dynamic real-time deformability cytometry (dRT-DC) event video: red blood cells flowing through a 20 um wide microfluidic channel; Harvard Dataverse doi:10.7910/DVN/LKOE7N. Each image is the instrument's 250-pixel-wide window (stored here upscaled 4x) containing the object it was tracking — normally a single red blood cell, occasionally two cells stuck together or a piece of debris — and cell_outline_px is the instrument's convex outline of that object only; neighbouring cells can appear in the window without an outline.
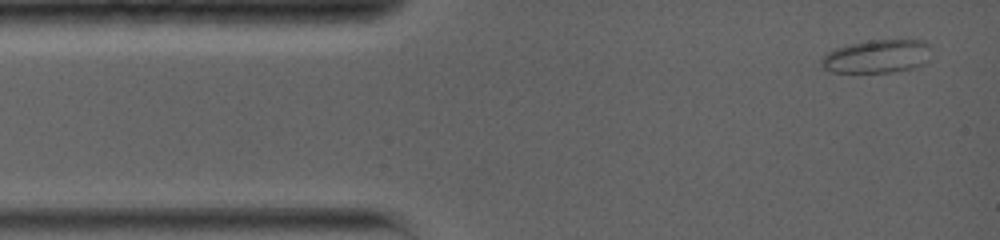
{"species": "common noctule bat (a hibernating species)", "species_latin": "Nyctalus noctula", "temperature_condition": "warm", "stored_images_in_passage": 3, "camera_frame_rate_fps": 5000, "um_per_image_px": 0.085, "animal": {"sex": "female", "body_mass_g": 19.0, "forearm_length_mm": 56.7}, "frame": {"image": 1, "passage_image": 1, "time_ms": 0.0, "image_size_px": [1000, 240], "cell_outline_px": [[932, 48], [928, 60], [924, 64], [912, 68], [892, 72], [832, 72], [824, 68], [820, 64], [820, 60], [828, 52], [836, 48], [852, 44], [872, 40], [924, 40]], "centroid_in_image_um": [74.58, 4.79], "position_along_channel_um": 10.4, "area_um2": 21.27}}
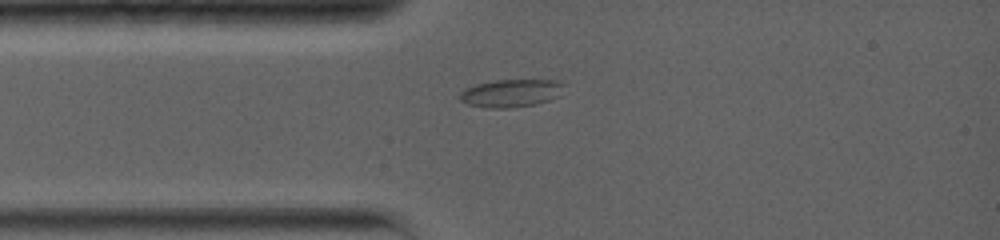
{"frame": {"image": 2, "passage_image": 3, "time_ms": 2.4, "image_size_px": [1000, 240], "cell_outline_px": [[564, 84], [560, 96], [552, 100], [536, 104], [508, 108], [488, 108], [468, 104], [460, 100], [460, 92], [464, 88], [476, 84], [496, 80], [556, 80]], "centroid_in_image_um": [43.45, 7.92], "position_along_channel_um": 41.5, "area_um2": 16.99}}